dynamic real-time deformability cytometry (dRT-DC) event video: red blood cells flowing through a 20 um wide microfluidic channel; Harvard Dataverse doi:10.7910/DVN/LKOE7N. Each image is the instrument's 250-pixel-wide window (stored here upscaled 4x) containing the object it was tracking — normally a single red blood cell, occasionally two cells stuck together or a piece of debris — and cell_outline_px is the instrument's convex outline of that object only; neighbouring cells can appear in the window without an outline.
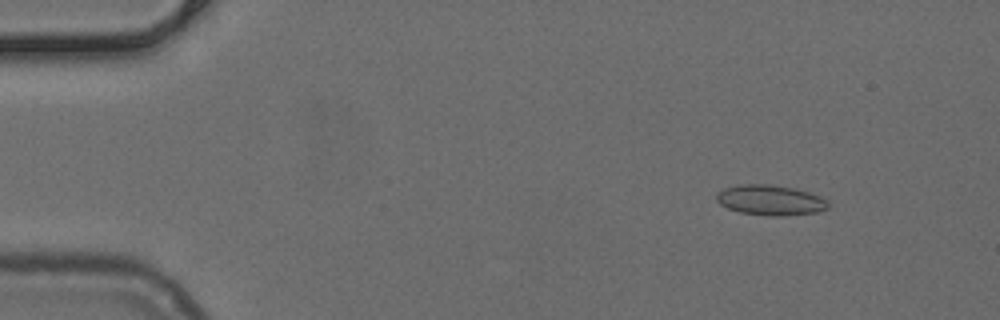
{"species": "common noctule bat (a hibernating species)", "species_latin": "Nyctalus noctula", "temperature_condition": "cold", "stored_images_in_passage": 51, "camera_frame_rate_fps": 3000, "um_per_image_px": 0.085, "animal": {"sex": "female", "body_mass_g": 24.6, "forearm_length_mm": 56.2}, "frame": {"image": 1, "passage_image": 6, "time_ms": 1.667, "image_size_px": [1000, 320], "cell_outline_px": [[828, 208], [816, 212], [780, 216], [772, 216], [740, 212], [728, 208], [720, 204], [716, 200], [716, 192], [724, 188], [740, 184], [772, 184], [796, 188], [820, 196], [828, 200]], "centroid_in_image_um": [65.47, 16.99], "position_along_channel_um": 19.5, "area_um2": 19.77}}
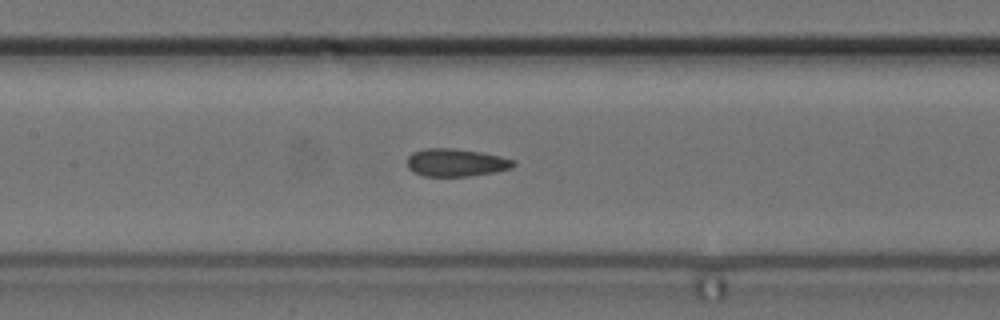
{"frame": {"image": 2, "passage_image": 24, "time_ms": 7.667, "image_size_px": [1000, 320], "cell_outline_px": [[516, 164], [512, 168], [496, 172], [468, 176], [424, 176], [412, 172], [408, 168], [408, 156], [412, 152], [424, 148], [452, 148], [480, 152], [500, 156], [516, 160]], "centroid_in_image_um": [38.76, 13.82], "position_along_channel_um": 168.6, "area_um2": 17.34}}
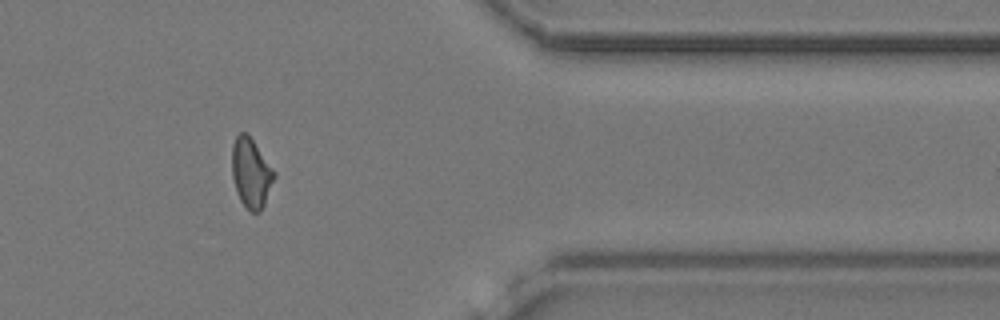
{"frame": {"image": 3, "passage_image": 42, "time_ms": 13.667, "image_size_px": [1000, 320], "cell_outline_px": [[276, 176], [264, 204], [260, 212], [252, 212], [240, 200], [236, 192], [232, 176], [232, 144], [236, 136], [240, 132], [248, 132], [276, 172]], "centroid_in_image_um": [21.34, 14.66], "position_along_channel_um": 390.1, "area_um2": 17.28}}